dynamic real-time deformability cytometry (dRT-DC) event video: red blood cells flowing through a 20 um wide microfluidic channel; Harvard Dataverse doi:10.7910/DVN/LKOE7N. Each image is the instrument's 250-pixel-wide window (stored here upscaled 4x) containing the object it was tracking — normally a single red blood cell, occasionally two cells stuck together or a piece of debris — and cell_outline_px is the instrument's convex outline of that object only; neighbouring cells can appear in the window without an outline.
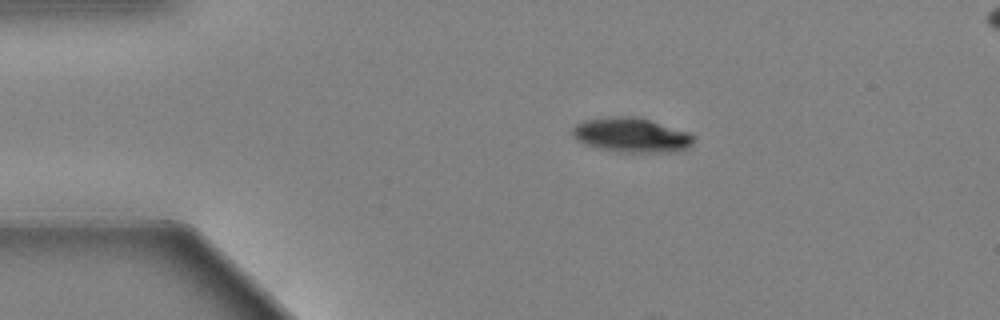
{"species": "Egyptian fruit bat (a non-hibernating species)", "species_latin": "Rousettus aegyptiacus", "temperature_condition": "warm", "stored_images_in_passage": 47, "camera_frame_rate_fps": 3000, "um_per_image_px": 0.085, "animal": {"sex": "female"}, "frame": {"image": 1, "passage_image": 1, "time_ms": 0.0, "image_size_px": [1000, 320], "cell_outline_px": [[696, 136], [692, 144], [688, 148], [676, 152], [616, 152], [600, 148], [576, 140], [572, 136], [572, 128], [576, 124], [584, 120], [608, 116], [636, 116], [688, 132]], "centroid_in_image_um": [53.68, 11.48], "position_along_channel_um": 31.3, "area_um2": 24.51}}
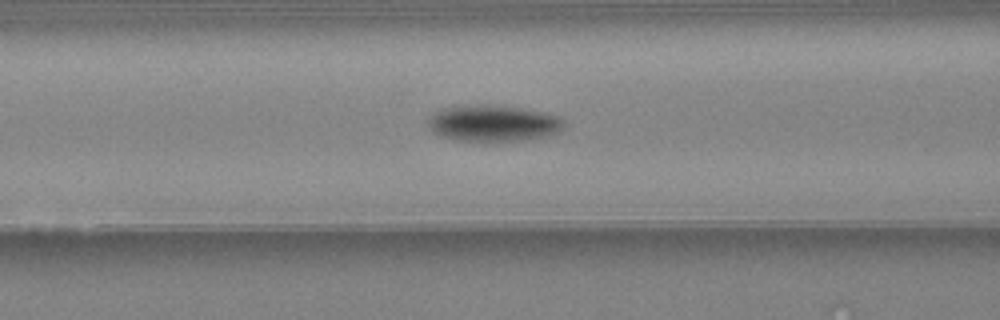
{"frame": {"image": 2, "passage_image": 13, "time_ms": 4.0, "image_size_px": [1000, 320], "cell_outline_px": [[564, 124], [556, 132], [544, 136], [524, 140], [456, 140], [440, 136], [432, 132], [428, 128], [428, 120], [440, 108], [472, 104], [496, 104], [520, 108], [564, 116]], "centroid_in_image_um": [41.9, 10.45], "position_along_channel_um": 124.7, "area_um2": 28.78}}
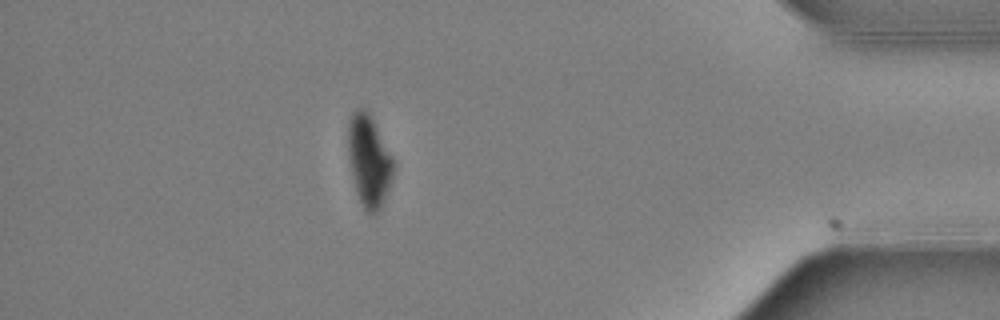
{"frame": {"image": 3, "passage_image": 40, "time_ms": 13.0, "image_size_px": [1000, 320], "cell_outline_px": [[396, 168], [388, 192], [380, 208], [376, 212], [368, 212], [364, 208], [360, 200], [356, 188], [348, 156], [348, 120], [352, 112], [356, 108], [364, 108], [372, 116], [392, 156]], "centroid_in_image_um": [31.38, 13.6], "position_along_channel_um": 403.8, "area_um2": 24.22}, "authors_computed_cell_mechanics": {"area_um2": 26.588, "velocity_mm_per_s": 3.5961, "shape_relaxation_time_tau1_ms": 1.6521, "shape_relaxation_time_tau2_ms": null, "deformation_change_tau1": 0.1435, "deformation_change_tau2": null}}